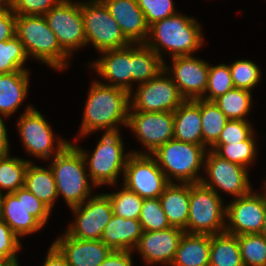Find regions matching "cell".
<instances>
[{"instance_id": "cell-1", "label": "cell", "mask_w": 266, "mask_h": 266, "mask_svg": "<svg viewBox=\"0 0 266 266\" xmlns=\"http://www.w3.org/2000/svg\"><path fill=\"white\" fill-rule=\"evenodd\" d=\"M89 88L79 136L74 138L75 141L96 131L116 133L120 132V125L127 128L130 93L105 85L100 79H94Z\"/></svg>"}, {"instance_id": "cell-2", "label": "cell", "mask_w": 266, "mask_h": 266, "mask_svg": "<svg viewBox=\"0 0 266 266\" xmlns=\"http://www.w3.org/2000/svg\"><path fill=\"white\" fill-rule=\"evenodd\" d=\"M197 19L177 13L149 26L144 44L154 50L163 61L165 52L176 56L192 55L203 46L204 36ZM164 53V54H163Z\"/></svg>"}, {"instance_id": "cell-3", "label": "cell", "mask_w": 266, "mask_h": 266, "mask_svg": "<svg viewBox=\"0 0 266 266\" xmlns=\"http://www.w3.org/2000/svg\"><path fill=\"white\" fill-rule=\"evenodd\" d=\"M16 36L28 58L57 71L68 67L70 57L60 47L44 15H16Z\"/></svg>"}, {"instance_id": "cell-4", "label": "cell", "mask_w": 266, "mask_h": 266, "mask_svg": "<svg viewBox=\"0 0 266 266\" xmlns=\"http://www.w3.org/2000/svg\"><path fill=\"white\" fill-rule=\"evenodd\" d=\"M50 168L57 185L58 197H63L69 208L82 204L92 195L91 181L80 151L69 143L52 157ZM90 180V181H89Z\"/></svg>"}, {"instance_id": "cell-5", "label": "cell", "mask_w": 266, "mask_h": 266, "mask_svg": "<svg viewBox=\"0 0 266 266\" xmlns=\"http://www.w3.org/2000/svg\"><path fill=\"white\" fill-rule=\"evenodd\" d=\"M207 148L194 143L171 139L151 155L169 183H198L201 181ZM174 180H173V179Z\"/></svg>"}, {"instance_id": "cell-6", "label": "cell", "mask_w": 266, "mask_h": 266, "mask_svg": "<svg viewBox=\"0 0 266 266\" xmlns=\"http://www.w3.org/2000/svg\"><path fill=\"white\" fill-rule=\"evenodd\" d=\"M73 145L82 154L89 177L96 187L117 185L118 176L123 175L127 160L132 154L131 150L125 153L120 132L104 133L91 155L78 144Z\"/></svg>"}, {"instance_id": "cell-7", "label": "cell", "mask_w": 266, "mask_h": 266, "mask_svg": "<svg viewBox=\"0 0 266 266\" xmlns=\"http://www.w3.org/2000/svg\"><path fill=\"white\" fill-rule=\"evenodd\" d=\"M51 210L27 188L13 193H4L0 217L20 238L45 227Z\"/></svg>"}, {"instance_id": "cell-8", "label": "cell", "mask_w": 266, "mask_h": 266, "mask_svg": "<svg viewBox=\"0 0 266 266\" xmlns=\"http://www.w3.org/2000/svg\"><path fill=\"white\" fill-rule=\"evenodd\" d=\"M226 206L222 196L201 182L189 183L186 233L215 235L225 232Z\"/></svg>"}, {"instance_id": "cell-9", "label": "cell", "mask_w": 266, "mask_h": 266, "mask_svg": "<svg viewBox=\"0 0 266 266\" xmlns=\"http://www.w3.org/2000/svg\"><path fill=\"white\" fill-rule=\"evenodd\" d=\"M21 114L17 128L27 154L37 159L50 160L70 143L61 137L55 139L52 126L34 106L28 105Z\"/></svg>"}, {"instance_id": "cell-10", "label": "cell", "mask_w": 266, "mask_h": 266, "mask_svg": "<svg viewBox=\"0 0 266 266\" xmlns=\"http://www.w3.org/2000/svg\"><path fill=\"white\" fill-rule=\"evenodd\" d=\"M86 45H93L99 53L127 47L131 42L122 33L117 21L101 0L81 2Z\"/></svg>"}, {"instance_id": "cell-11", "label": "cell", "mask_w": 266, "mask_h": 266, "mask_svg": "<svg viewBox=\"0 0 266 266\" xmlns=\"http://www.w3.org/2000/svg\"><path fill=\"white\" fill-rule=\"evenodd\" d=\"M44 17L60 47L69 57L74 51L86 47L81 1L61 0Z\"/></svg>"}, {"instance_id": "cell-12", "label": "cell", "mask_w": 266, "mask_h": 266, "mask_svg": "<svg viewBox=\"0 0 266 266\" xmlns=\"http://www.w3.org/2000/svg\"><path fill=\"white\" fill-rule=\"evenodd\" d=\"M130 92V110L173 112L185 101L171 76L163 69L154 79L137 84Z\"/></svg>"}, {"instance_id": "cell-13", "label": "cell", "mask_w": 266, "mask_h": 266, "mask_svg": "<svg viewBox=\"0 0 266 266\" xmlns=\"http://www.w3.org/2000/svg\"><path fill=\"white\" fill-rule=\"evenodd\" d=\"M204 173L201 183L219 196V191L238 198L249 194L253 189L249 180L248 169L221 158L214 151L208 149L204 160Z\"/></svg>"}, {"instance_id": "cell-14", "label": "cell", "mask_w": 266, "mask_h": 266, "mask_svg": "<svg viewBox=\"0 0 266 266\" xmlns=\"http://www.w3.org/2000/svg\"><path fill=\"white\" fill-rule=\"evenodd\" d=\"M70 210L75 218L65 232L81 240H101L105 226L114 215L110 199L105 193H95Z\"/></svg>"}, {"instance_id": "cell-15", "label": "cell", "mask_w": 266, "mask_h": 266, "mask_svg": "<svg viewBox=\"0 0 266 266\" xmlns=\"http://www.w3.org/2000/svg\"><path fill=\"white\" fill-rule=\"evenodd\" d=\"M122 181L143 199L159 198L169 184L152 155L134 153L127 160Z\"/></svg>"}, {"instance_id": "cell-16", "label": "cell", "mask_w": 266, "mask_h": 266, "mask_svg": "<svg viewBox=\"0 0 266 266\" xmlns=\"http://www.w3.org/2000/svg\"><path fill=\"white\" fill-rule=\"evenodd\" d=\"M173 126V112L129 110L127 127L146 148L145 151L133 150L132 153L151 155L160 146L174 138Z\"/></svg>"}, {"instance_id": "cell-17", "label": "cell", "mask_w": 266, "mask_h": 266, "mask_svg": "<svg viewBox=\"0 0 266 266\" xmlns=\"http://www.w3.org/2000/svg\"><path fill=\"white\" fill-rule=\"evenodd\" d=\"M263 192L252 190L226 205L225 232L236 236L261 233L266 210V191Z\"/></svg>"}, {"instance_id": "cell-18", "label": "cell", "mask_w": 266, "mask_h": 266, "mask_svg": "<svg viewBox=\"0 0 266 266\" xmlns=\"http://www.w3.org/2000/svg\"><path fill=\"white\" fill-rule=\"evenodd\" d=\"M170 62L169 67L164 61V69L185 100L201 99L207 87L209 62L193 55L172 57Z\"/></svg>"}, {"instance_id": "cell-19", "label": "cell", "mask_w": 266, "mask_h": 266, "mask_svg": "<svg viewBox=\"0 0 266 266\" xmlns=\"http://www.w3.org/2000/svg\"><path fill=\"white\" fill-rule=\"evenodd\" d=\"M100 54L102 57L88 64L105 80L103 84L132 92V43L127 47L107 50Z\"/></svg>"}, {"instance_id": "cell-20", "label": "cell", "mask_w": 266, "mask_h": 266, "mask_svg": "<svg viewBox=\"0 0 266 266\" xmlns=\"http://www.w3.org/2000/svg\"><path fill=\"white\" fill-rule=\"evenodd\" d=\"M184 230L170 227L165 230L143 231L137 251L147 265L171 266Z\"/></svg>"}, {"instance_id": "cell-21", "label": "cell", "mask_w": 266, "mask_h": 266, "mask_svg": "<svg viewBox=\"0 0 266 266\" xmlns=\"http://www.w3.org/2000/svg\"><path fill=\"white\" fill-rule=\"evenodd\" d=\"M69 266H100L111 249L101 240H81L66 232L52 243Z\"/></svg>"}, {"instance_id": "cell-22", "label": "cell", "mask_w": 266, "mask_h": 266, "mask_svg": "<svg viewBox=\"0 0 266 266\" xmlns=\"http://www.w3.org/2000/svg\"><path fill=\"white\" fill-rule=\"evenodd\" d=\"M131 43H144L149 26L136 0H101Z\"/></svg>"}, {"instance_id": "cell-23", "label": "cell", "mask_w": 266, "mask_h": 266, "mask_svg": "<svg viewBox=\"0 0 266 266\" xmlns=\"http://www.w3.org/2000/svg\"><path fill=\"white\" fill-rule=\"evenodd\" d=\"M174 139L203 146L201 99L185 100L174 111Z\"/></svg>"}, {"instance_id": "cell-24", "label": "cell", "mask_w": 266, "mask_h": 266, "mask_svg": "<svg viewBox=\"0 0 266 266\" xmlns=\"http://www.w3.org/2000/svg\"><path fill=\"white\" fill-rule=\"evenodd\" d=\"M142 233L139 220L113 215L105 226L101 241L111 250L133 251L138 245Z\"/></svg>"}, {"instance_id": "cell-25", "label": "cell", "mask_w": 266, "mask_h": 266, "mask_svg": "<svg viewBox=\"0 0 266 266\" xmlns=\"http://www.w3.org/2000/svg\"><path fill=\"white\" fill-rule=\"evenodd\" d=\"M159 200L171 227L186 232L189 218V183H169Z\"/></svg>"}, {"instance_id": "cell-26", "label": "cell", "mask_w": 266, "mask_h": 266, "mask_svg": "<svg viewBox=\"0 0 266 266\" xmlns=\"http://www.w3.org/2000/svg\"><path fill=\"white\" fill-rule=\"evenodd\" d=\"M29 70L0 74V114L7 118L21 107L29 89Z\"/></svg>"}, {"instance_id": "cell-27", "label": "cell", "mask_w": 266, "mask_h": 266, "mask_svg": "<svg viewBox=\"0 0 266 266\" xmlns=\"http://www.w3.org/2000/svg\"><path fill=\"white\" fill-rule=\"evenodd\" d=\"M211 235L184 233L171 266H209Z\"/></svg>"}, {"instance_id": "cell-28", "label": "cell", "mask_w": 266, "mask_h": 266, "mask_svg": "<svg viewBox=\"0 0 266 266\" xmlns=\"http://www.w3.org/2000/svg\"><path fill=\"white\" fill-rule=\"evenodd\" d=\"M24 187L52 211L58 199V191L49 165L44 168L30 161L25 172Z\"/></svg>"}, {"instance_id": "cell-29", "label": "cell", "mask_w": 266, "mask_h": 266, "mask_svg": "<svg viewBox=\"0 0 266 266\" xmlns=\"http://www.w3.org/2000/svg\"><path fill=\"white\" fill-rule=\"evenodd\" d=\"M164 69V61L144 43H132V85L154 79Z\"/></svg>"}, {"instance_id": "cell-30", "label": "cell", "mask_w": 266, "mask_h": 266, "mask_svg": "<svg viewBox=\"0 0 266 266\" xmlns=\"http://www.w3.org/2000/svg\"><path fill=\"white\" fill-rule=\"evenodd\" d=\"M209 266H244L238 237L227 232L211 235Z\"/></svg>"}, {"instance_id": "cell-31", "label": "cell", "mask_w": 266, "mask_h": 266, "mask_svg": "<svg viewBox=\"0 0 266 266\" xmlns=\"http://www.w3.org/2000/svg\"><path fill=\"white\" fill-rule=\"evenodd\" d=\"M251 93L249 90L234 87L214 102L229 120H247L253 102Z\"/></svg>"}, {"instance_id": "cell-32", "label": "cell", "mask_w": 266, "mask_h": 266, "mask_svg": "<svg viewBox=\"0 0 266 266\" xmlns=\"http://www.w3.org/2000/svg\"><path fill=\"white\" fill-rule=\"evenodd\" d=\"M229 119L214 101L201 99V125L203 146L210 149L219 139Z\"/></svg>"}, {"instance_id": "cell-33", "label": "cell", "mask_w": 266, "mask_h": 266, "mask_svg": "<svg viewBox=\"0 0 266 266\" xmlns=\"http://www.w3.org/2000/svg\"><path fill=\"white\" fill-rule=\"evenodd\" d=\"M30 160L20 157L10 156V154L0 155V191L13 193L24 187L25 172Z\"/></svg>"}, {"instance_id": "cell-34", "label": "cell", "mask_w": 266, "mask_h": 266, "mask_svg": "<svg viewBox=\"0 0 266 266\" xmlns=\"http://www.w3.org/2000/svg\"><path fill=\"white\" fill-rule=\"evenodd\" d=\"M257 135L253 132L246 140L231 144H214L210 150L214 151L221 158L232 163L239 164L245 168L253 165L257 155Z\"/></svg>"}, {"instance_id": "cell-35", "label": "cell", "mask_w": 266, "mask_h": 266, "mask_svg": "<svg viewBox=\"0 0 266 266\" xmlns=\"http://www.w3.org/2000/svg\"><path fill=\"white\" fill-rule=\"evenodd\" d=\"M27 59L23 44L17 36L0 41V74L28 70L24 67Z\"/></svg>"}, {"instance_id": "cell-36", "label": "cell", "mask_w": 266, "mask_h": 266, "mask_svg": "<svg viewBox=\"0 0 266 266\" xmlns=\"http://www.w3.org/2000/svg\"><path fill=\"white\" fill-rule=\"evenodd\" d=\"M244 266H266V237L261 233L238 235Z\"/></svg>"}, {"instance_id": "cell-37", "label": "cell", "mask_w": 266, "mask_h": 266, "mask_svg": "<svg viewBox=\"0 0 266 266\" xmlns=\"http://www.w3.org/2000/svg\"><path fill=\"white\" fill-rule=\"evenodd\" d=\"M105 194L110 199L114 215L125 219H139L143 198L134 191L123 185L120 191Z\"/></svg>"}, {"instance_id": "cell-38", "label": "cell", "mask_w": 266, "mask_h": 266, "mask_svg": "<svg viewBox=\"0 0 266 266\" xmlns=\"http://www.w3.org/2000/svg\"><path fill=\"white\" fill-rule=\"evenodd\" d=\"M233 88L229 64L221 63L215 66L209 64L207 87L201 99L214 101Z\"/></svg>"}, {"instance_id": "cell-39", "label": "cell", "mask_w": 266, "mask_h": 266, "mask_svg": "<svg viewBox=\"0 0 266 266\" xmlns=\"http://www.w3.org/2000/svg\"><path fill=\"white\" fill-rule=\"evenodd\" d=\"M229 67L235 88L252 91L260 83L262 70L251 59L236 60Z\"/></svg>"}, {"instance_id": "cell-40", "label": "cell", "mask_w": 266, "mask_h": 266, "mask_svg": "<svg viewBox=\"0 0 266 266\" xmlns=\"http://www.w3.org/2000/svg\"><path fill=\"white\" fill-rule=\"evenodd\" d=\"M138 220L143 231L165 230L171 227L159 198L143 199Z\"/></svg>"}, {"instance_id": "cell-41", "label": "cell", "mask_w": 266, "mask_h": 266, "mask_svg": "<svg viewBox=\"0 0 266 266\" xmlns=\"http://www.w3.org/2000/svg\"><path fill=\"white\" fill-rule=\"evenodd\" d=\"M148 26L177 14L173 0H136Z\"/></svg>"}, {"instance_id": "cell-42", "label": "cell", "mask_w": 266, "mask_h": 266, "mask_svg": "<svg viewBox=\"0 0 266 266\" xmlns=\"http://www.w3.org/2000/svg\"><path fill=\"white\" fill-rule=\"evenodd\" d=\"M253 132L252 123L248 120H229L215 144L239 143L246 140Z\"/></svg>"}, {"instance_id": "cell-43", "label": "cell", "mask_w": 266, "mask_h": 266, "mask_svg": "<svg viewBox=\"0 0 266 266\" xmlns=\"http://www.w3.org/2000/svg\"><path fill=\"white\" fill-rule=\"evenodd\" d=\"M20 240L21 238L0 217V256L18 259L17 254L22 248Z\"/></svg>"}, {"instance_id": "cell-44", "label": "cell", "mask_w": 266, "mask_h": 266, "mask_svg": "<svg viewBox=\"0 0 266 266\" xmlns=\"http://www.w3.org/2000/svg\"><path fill=\"white\" fill-rule=\"evenodd\" d=\"M61 0H12L16 15H44Z\"/></svg>"}, {"instance_id": "cell-45", "label": "cell", "mask_w": 266, "mask_h": 266, "mask_svg": "<svg viewBox=\"0 0 266 266\" xmlns=\"http://www.w3.org/2000/svg\"><path fill=\"white\" fill-rule=\"evenodd\" d=\"M16 36V14L11 10L0 13V41Z\"/></svg>"}, {"instance_id": "cell-46", "label": "cell", "mask_w": 266, "mask_h": 266, "mask_svg": "<svg viewBox=\"0 0 266 266\" xmlns=\"http://www.w3.org/2000/svg\"><path fill=\"white\" fill-rule=\"evenodd\" d=\"M134 251L112 250L100 266H133Z\"/></svg>"}, {"instance_id": "cell-47", "label": "cell", "mask_w": 266, "mask_h": 266, "mask_svg": "<svg viewBox=\"0 0 266 266\" xmlns=\"http://www.w3.org/2000/svg\"><path fill=\"white\" fill-rule=\"evenodd\" d=\"M42 266H69L61 252L51 244Z\"/></svg>"}, {"instance_id": "cell-48", "label": "cell", "mask_w": 266, "mask_h": 266, "mask_svg": "<svg viewBox=\"0 0 266 266\" xmlns=\"http://www.w3.org/2000/svg\"><path fill=\"white\" fill-rule=\"evenodd\" d=\"M3 117L6 119V116H3L0 114V155H5L10 153L9 150V138L7 133V128L5 126V123L3 121Z\"/></svg>"}, {"instance_id": "cell-49", "label": "cell", "mask_w": 266, "mask_h": 266, "mask_svg": "<svg viewBox=\"0 0 266 266\" xmlns=\"http://www.w3.org/2000/svg\"><path fill=\"white\" fill-rule=\"evenodd\" d=\"M12 9V0H0V13Z\"/></svg>"}, {"instance_id": "cell-50", "label": "cell", "mask_w": 266, "mask_h": 266, "mask_svg": "<svg viewBox=\"0 0 266 266\" xmlns=\"http://www.w3.org/2000/svg\"><path fill=\"white\" fill-rule=\"evenodd\" d=\"M17 261L18 259H9L0 256V266H13Z\"/></svg>"}, {"instance_id": "cell-51", "label": "cell", "mask_w": 266, "mask_h": 266, "mask_svg": "<svg viewBox=\"0 0 266 266\" xmlns=\"http://www.w3.org/2000/svg\"><path fill=\"white\" fill-rule=\"evenodd\" d=\"M261 234H263L266 237V210H265V214H264V221H263V226L261 229Z\"/></svg>"}, {"instance_id": "cell-52", "label": "cell", "mask_w": 266, "mask_h": 266, "mask_svg": "<svg viewBox=\"0 0 266 266\" xmlns=\"http://www.w3.org/2000/svg\"><path fill=\"white\" fill-rule=\"evenodd\" d=\"M3 192L0 191V212H1V204H2V197H3Z\"/></svg>"}, {"instance_id": "cell-53", "label": "cell", "mask_w": 266, "mask_h": 266, "mask_svg": "<svg viewBox=\"0 0 266 266\" xmlns=\"http://www.w3.org/2000/svg\"><path fill=\"white\" fill-rule=\"evenodd\" d=\"M264 186H263V190H265L266 191V180H265V182H264V184H263Z\"/></svg>"}, {"instance_id": "cell-54", "label": "cell", "mask_w": 266, "mask_h": 266, "mask_svg": "<svg viewBox=\"0 0 266 266\" xmlns=\"http://www.w3.org/2000/svg\"><path fill=\"white\" fill-rule=\"evenodd\" d=\"M13 266H20L19 262L17 261Z\"/></svg>"}]
</instances>
